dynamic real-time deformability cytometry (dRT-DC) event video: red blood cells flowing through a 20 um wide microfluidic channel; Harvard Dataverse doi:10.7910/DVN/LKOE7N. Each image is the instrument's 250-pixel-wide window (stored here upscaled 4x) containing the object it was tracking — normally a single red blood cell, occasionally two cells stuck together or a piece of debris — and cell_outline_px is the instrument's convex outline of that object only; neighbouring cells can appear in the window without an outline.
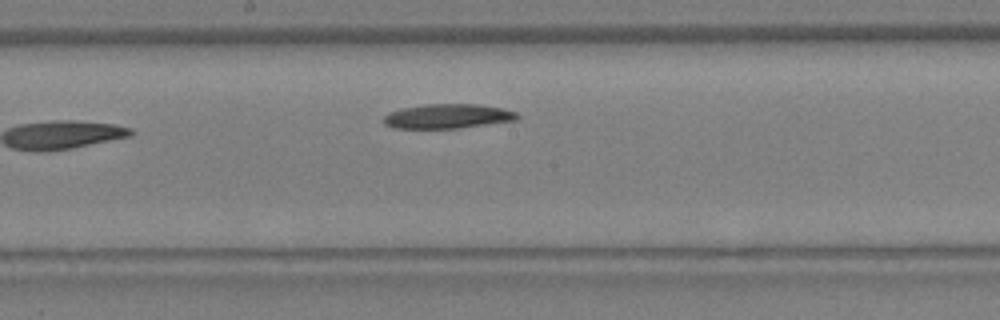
{"species": "Egyptian fruit bat (a non-hibernating species)", "species_latin": "Rousettus aegyptiacus", "temperature_condition": "warm", "stored_images_in_passage": 9, "camera_frame_rate_fps": 3000, "um_per_image_px": 0.085, "animal": {"sex": "female"}, "frame": {"image": 1, "passage_image": 9, "time_ms": 2.667, "image_size_px": [1000, 320], "cell_outline_px": [[520, 116], [516, 120], [460, 128], [396, 128], [384, 124], [384, 116], [388, 112], [404, 108], [428, 104], [476, 104], [504, 108], [516, 112]], "centroid_in_image_um": [38.08, 9.88], "position_along_channel_um": 210.1, "area_um2": 18.96}}